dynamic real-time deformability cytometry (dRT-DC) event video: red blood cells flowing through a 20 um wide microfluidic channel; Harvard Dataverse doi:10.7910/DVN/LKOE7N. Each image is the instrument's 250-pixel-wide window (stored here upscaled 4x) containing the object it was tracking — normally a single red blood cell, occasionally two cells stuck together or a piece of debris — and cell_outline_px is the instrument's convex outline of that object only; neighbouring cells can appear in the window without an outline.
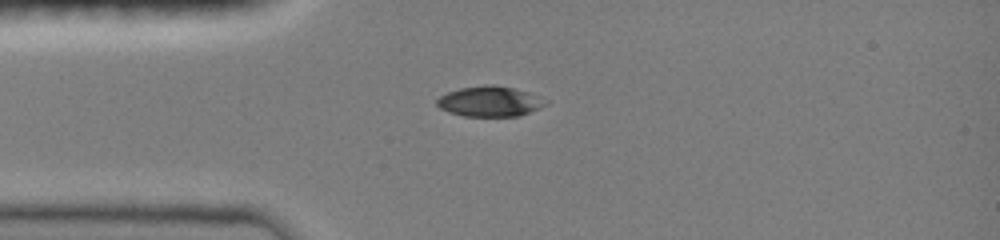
{"species": "common noctule bat (a hibernating species)", "species_latin": "Nyctalus noctula", "temperature_condition": "room temperature", "stored_images_in_passage": 9, "camera_frame_rate_fps": 3000, "um_per_image_px": 0.085, "animal": {"sex": "female", "body_mass_g": 19.0, "forearm_length_mm": 51.5}, "frame": {"image": 1, "passage_image": 1, "time_ms": 0.0, "image_size_px": [1000, 240], "cell_outline_px": [[548, 104], [540, 108], [520, 116], [464, 116], [448, 112], [440, 108], [436, 104], [436, 100], [440, 96], [448, 92], [460, 88], [488, 84], [492, 84], [512, 88], [528, 92], [548, 100]], "centroid_in_image_um": [41.65, 8.62], "position_along_channel_um": 43.4, "area_um2": 19.25}}
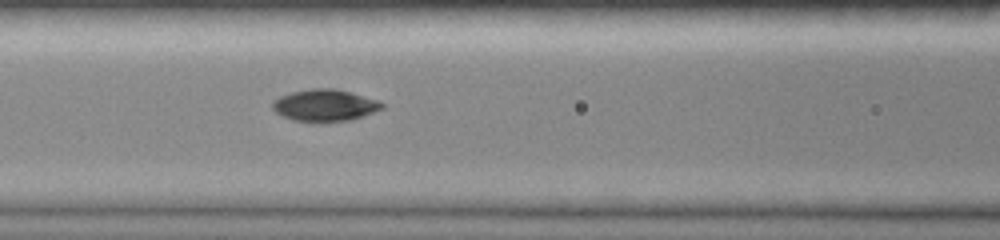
{"frame": {"image": 2, "passage_image": 6, "time_ms": 2.667, "image_size_px": [1000, 240], "cell_outline_px": [[384, 108], [364, 116], [352, 120], [316, 124], [292, 120], [276, 112], [272, 108], [272, 100], [280, 96], [292, 92], [312, 88], [332, 88], [352, 92], [380, 100], [384, 104]], "centroid_in_image_um": [27.63, 8.98], "position_along_channel_um": 139.0, "area_um2": 20.98}}
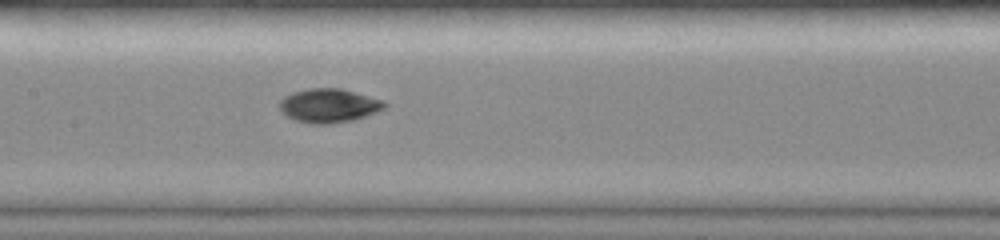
{"frame": {"image": 3, "passage_image": 9, "time_ms": 3.667, "image_size_px": [1000, 240], "cell_outline_px": [[388, 104], [384, 108], [376, 112], [356, 120], [332, 124], [312, 124], [296, 120], [288, 116], [280, 108], [280, 100], [284, 96], [292, 92], [308, 88], [340, 88], [384, 100]], "centroid_in_image_um": [27.98, 8.98], "position_along_channel_um": 179.4, "area_um2": 20.81}}